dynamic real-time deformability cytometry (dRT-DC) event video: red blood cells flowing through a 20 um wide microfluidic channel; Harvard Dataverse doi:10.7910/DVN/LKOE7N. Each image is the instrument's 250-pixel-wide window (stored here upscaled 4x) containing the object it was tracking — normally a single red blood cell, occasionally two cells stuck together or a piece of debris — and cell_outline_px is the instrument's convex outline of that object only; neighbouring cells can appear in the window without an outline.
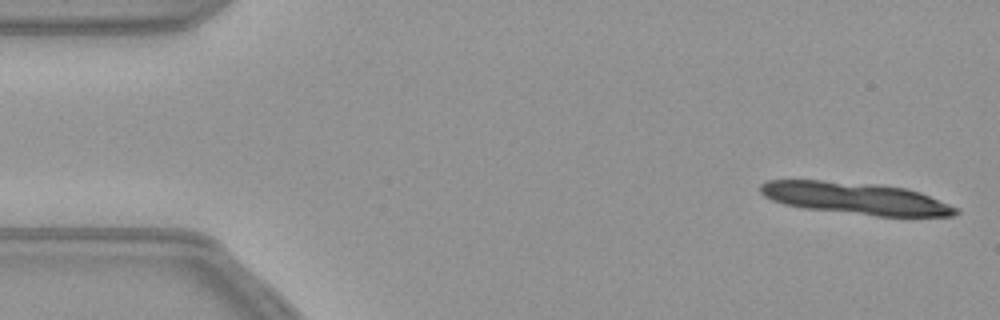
{"species": "common noctule bat (a hibernating species)", "species_latin": "Nyctalus noctula", "temperature_condition": "warm", "stored_images_in_passage": 12, "camera_frame_rate_fps": 3000, "um_per_image_px": 0.085, "animal": {"sex": "female", "body_mass_g": 21.9}, "frame": {"image": 1, "passage_image": 2, "time_ms": 0.333, "image_size_px": [1000, 320], "cell_outline_px": [[960, 212], [952, 216], [876, 216], [804, 208], [784, 204], [772, 200], [764, 196], [760, 192], [760, 184], [768, 180], [820, 180], [880, 184], [908, 188], [920, 192], [960, 208]], "centroid_in_image_um": [72.76, 16.85], "position_along_channel_um": 12.2, "area_um2": 36.65}}